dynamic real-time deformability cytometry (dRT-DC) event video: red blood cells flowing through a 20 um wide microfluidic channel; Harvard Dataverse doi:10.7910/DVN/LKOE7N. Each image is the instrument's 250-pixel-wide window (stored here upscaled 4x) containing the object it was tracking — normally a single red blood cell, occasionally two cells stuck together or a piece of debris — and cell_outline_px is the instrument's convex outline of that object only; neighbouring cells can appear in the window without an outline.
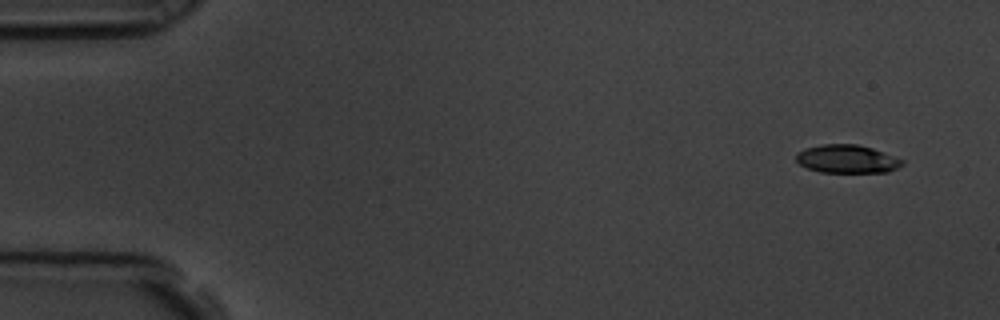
{"species": "common noctule bat (a hibernating species)", "species_latin": "Nyctalus noctula", "temperature_condition": "room temperature", "stored_images_in_passage": 6, "camera_frame_rate_fps": 3000, "um_per_image_px": 0.085, "animal": {"sex": "male", "body_mass_g": 19.5, "forearm_length_mm": 54.6}, "frame": {"image": 1, "passage_image": 1, "time_ms": 0.0, "image_size_px": [1000, 320], "cell_outline_px": [[904, 164], [900, 168], [888, 172], [820, 172], [808, 168], [800, 164], [796, 160], [796, 156], [804, 148], [820, 144], [856, 144], [872, 148], [884, 152], [904, 160]], "centroid_in_image_um": [72.04, 13.51], "position_along_channel_um": 13.0, "area_um2": 17.51}}
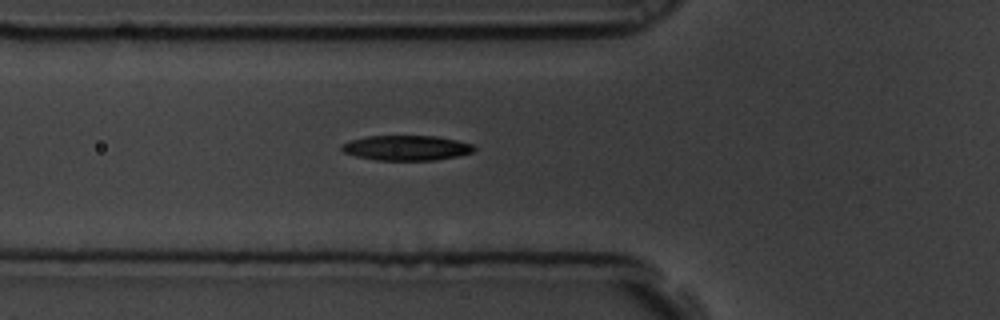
{"frame": {"image": 2, "passage_image": 6, "time_ms": 1.667, "image_size_px": [1000, 320], "cell_outline_px": [[476, 148], [472, 152], [456, 156], [436, 160], [376, 160], [356, 156], [344, 152], [340, 148], [340, 144], [352, 140], [368, 136], [436, 136], [456, 140], [472, 144]], "centroid_in_image_um": [34.53, 12.57], "position_along_channel_um": 91.3, "area_um2": 19.19}}